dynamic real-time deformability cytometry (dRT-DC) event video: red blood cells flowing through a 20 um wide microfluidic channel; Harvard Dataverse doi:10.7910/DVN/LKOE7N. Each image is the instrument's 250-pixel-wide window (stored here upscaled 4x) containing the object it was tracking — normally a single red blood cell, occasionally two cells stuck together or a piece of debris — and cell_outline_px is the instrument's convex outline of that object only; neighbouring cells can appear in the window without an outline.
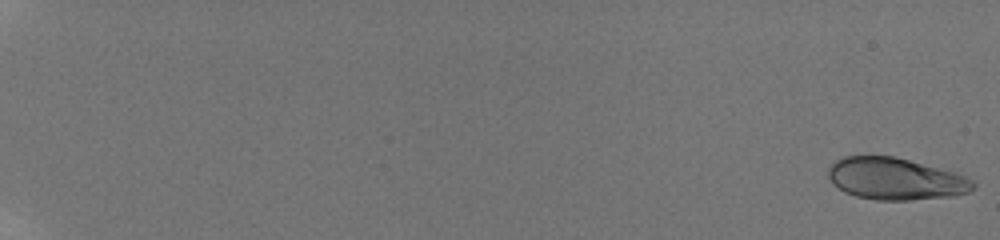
{"species": "human", "species_latin": "Homo sapiens", "temperature_condition": "room temperature", "stored_images_in_passage": 9, "camera_frame_rate_fps": 3000, "um_per_image_px": 0.085, "donor": {"sex": "male"}, "frame": {"image": 1, "passage_image": 1, "time_ms": 0.0, "image_size_px": [1000, 240], "cell_outline_px": [[976, 188], [968, 192], [956, 196], [908, 200], [876, 200], [856, 196], [844, 192], [832, 184], [828, 176], [828, 168], [836, 160], [844, 156], [896, 156], [956, 172], [972, 180], [976, 184]], "centroid_in_image_um": [76.13, 15.2], "position_along_channel_um": 8.9, "area_um2": 35.72}}
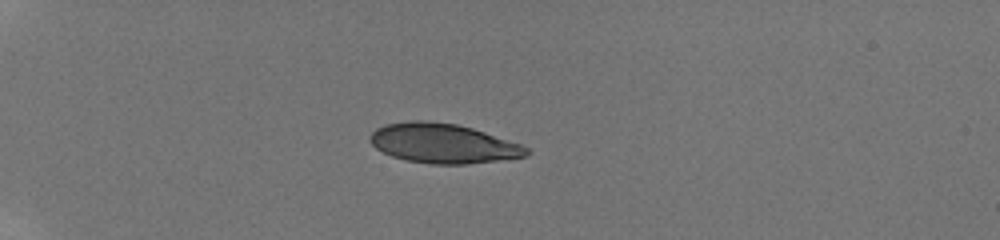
{"frame": {"image": 2, "passage_image": 7, "time_ms": 6.0, "image_size_px": [1000, 240], "cell_outline_px": [[532, 152], [528, 156], [468, 164], [432, 164], [408, 160], [392, 156], [376, 148], [368, 140], [368, 136], [376, 128], [384, 124], [412, 120], [424, 120], [456, 124], [472, 128], [520, 144], [528, 148]], "centroid_in_image_um": [37.64, 12.18], "position_along_channel_um": 47.4, "area_um2": 36.01}}
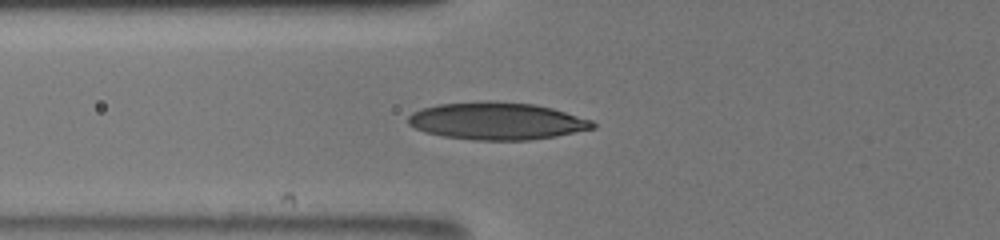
{"frame": {"image": 3, "passage_image": 9, "time_ms": 8.333, "image_size_px": [1000, 240], "cell_outline_px": [[596, 128], [556, 136], [528, 140], [472, 140], [444, 136], [424, 132], [408, 124], [408, 116], [412, 112], [420, 108], [436, 104], [476, 100], [492, 100], [536, 104], [552, 108], [592, 120], [596, 124]], "centroid_in_image_um": [42.21, 10.27], "position_along_channel_um": 83.6, "area_um2": 40.69}}